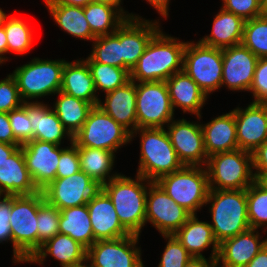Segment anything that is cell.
Instances as JSON below:
<instances>
[{
  "instance_id": "6da1fadb",
  "label": "cell",
  "mask_w": 267,
  "mask_h": 267,
  "mask_svg": "<svg viewBox=\"0 0 267 267\" xmlns=\"http://www.w3.org/2000/svg\"><path fill=\"white\" fill-rule=\"evenodd\" d=\"M187 42L171 37L160 29L148 43L137 64L130 71L134 82L166 81L183 71V55Z\"/></svg>"
},
{
  "instance_id": "7a4b0ae2",
  "label": "cell",
  "mask_w": 267,
  "mask_h": 267,
  "mask_svg": "<svg viewBox=\"0 0 267 267\" xmlns=\"http://www.w3.org/2000/svg\"><path fill=\"white\" fill-rule=\"evenodd\" d=\"M151 182L140 175L132 179L119 174L100 187L111 199L119 221L131 234L140 235L145 226L146 195Z\"/></svg>"
},
{
  "instance_id": "3957f363",
  "label": "cell",
  "mask_w": 267,
  "mask_h": 267,
  "mask_svg": "<svg viewBox=\"0 0 267 267\" xmlns=\"http://www.w3.org/2000/svg\"><path fill=\"white\" fill-rule=\"evenodd\" d=\"M45 201L42 191L11 196L10 228L13 237V262L27 263L38 251L39 206Z\"/></svg>"
},
{
  "instance_id": "277c9868",
  "label": "cell",
  "mask_w": 267,
  "mask_h": 267,
  "mask_svg": "<svg viewBox=\"0 0 267 267\" xmlns=\"http://www.w3.org/2000/svg\"><path fill=\"white\" fill-rule=\"evenodd\" d=\"M207 204L211 205L210 226L218 244L250 229L246 189H209Z\"/></svg>"
},
{
  "instance_id": "5b68a950",
  "label": "cell",
  "mask_w": 267,
  "mask_h": 267,
  "mask_svg": "<svg viewBox=\"0 0 267 267\" xmlns=\"http://www.w3.org/2000/svg\"><path fill=\"white\" fill-rule=\"evenodd\" d=\"M140 135V158L137 175L157 181L161 176L175 172L184 165L179 160L165 128H139L131 134Z\"/></svg>"
},
{
  "instance_id": "8992f818",
  "label": "cell",
  "mask_w": 267,
  "mask_h": 267,
  "mask_svg": "<svg viewBox=\"0 0 267 267\" xmlns=\"http://www.w3.org/2000/svg\"><path fill=\"white\" fill-rule=\"evenodd\" d=\"M205 166L209 189L243 190L256 180L252 153L239 148L209 156Z\"/></svg>"
},
{
  "instance_id": "52a82bcc",
  "label": "cell",
  "mask_w": 267,
  "mask_h": 267,
  "mask_svg": "<svg viewBox=\"0 0 267 267\" xmlns=\"http://www.w3.org/2000/svg\"><path fill=\"white\" fill-rule=\"evenodd\" d=\"M66 60L33 58L30 62L16 67L11 73L15 78L23 102L55 95L61 89L62 70ZM32 100V101H30Z\"/></svg>"
},
{
  "instance_id": "ba28073f",
  "label": "cell",
  "mask_w": 267,
  "mask_h": 267,
  "mask_svg": "<svg viewBox=\"0 0 267 267\" xmlns=\"http://www.w3.org/2000/svg\"><path fill=\"white\" fill-rule=\"evenodd\" d=\"M179 206L191 214L201 209L209 192L208 174L203 166L184 165L156 181Z\"/></svg>"
},
{
  "instance_id": "9c48e42d",
  "label": "cell",
  "mask_w": 267,
  "mask_h": 267,
  "mask_svg": "<svg viewBox=\"0 0 267 267\" xmlns=\"http://www.w3.org/2000/svg\"><path fill=\"white\" fill-rule=\"evenodd\" d=\"M222 49L209 47L199 41H187L183 55V71L207 95L221 88Z\"/></svg>"
},
{
  "instance_id": "30bf717a",
  "label": "cell",
  "mask_w": 267,
  "mask_h": 267,
  "mask_svg": "<svg viewBox=\"0 0 267 267\" xmlns=\"http://www.w3.org/2000/svg\"><path fill=\"white\" fill-rule=\"evenodd\" d=\"M131 141V134L111 116L94 106L81 129L73 136L77 147L117 152Z\"/></svg>"
},
{
  "instance_id": "8fae6325",
  "label": "cell",
  "mask_w": 267,
  "mask_h": 267,
  "mask_svg": "<svg viewBox=\"0 0 267 267\" xmlns=\"http://www.w3.org/2000/svg\"><path fill=\"white\" fill-rule=\"evenodd\" d=\"M174 114L166 81L136 82L137 129L165 128Z\"/></svg>"
},
{
  "instance_id": "7c38bea8",
  "label": "cell",
  "mask_w": 267,
  "mask_h": 267,
  "mask_svg": "<svg viewBox=\"0 0 267 267\" xmlns=\"http://www.w3.org/2000/svg\"><path fill=\"white\" fill-rule=\"evenodd\" d=\"M145 209V224H152L161 235L175 234L192 215L169 197L156 181L148 185Z\"/></svg>"
},
{
  "instance_id": "4fadbf2b",
  "label": "cell",
  "mask_w": 267,
  "mask_h": 267,
  "mask_svg": "<svg viewBox=\"0 0 267 267\" xmlns=\"http://www.w3.org/2000/svg\"><path fill=\"white\" fill-rule=\"evenodd\" d=\"M139 235L130 234L113 240H98L87 249L86 262L92 267H145Z\"/></svg>"
},
{
  "instance_id": "5bb4252c",
  "label": "cell",
  "mask_w": 267,
  "mask_h": 267,
  "mask_svg": "<svg viewBox=\"0 0 267 267\" xmlns=\"http://www.w3.org/2000/svg\"><path fill=\"white\" fill-rule=\"evenodd\" d=\"M99 188L90 176L80 170L65 178H55L41 191L48 204L63 210L87 204Z\"/></svg>"
},
{
  "instance_id": "9a60e30c",
  "label": "cell",
  "mask_w": 267,
  "mask_h": 267,
  "mask_svg": "<svg viewBox=\"0 0 267 267\" xmlns=\"http://www.w3.org/2000/svg\"><path fill=\"white\" fill-rule=\"evenodd\" d=\"M167 133L179 160L186 166H203L207 163L201 124L183 119L167 124Z\"/></svg>"
},
{
  "instance_id": "2e32d148",
  "label": "cell",
  "mask_w": 267,
  "mask_h": 267,
  "mask_svg": "<svg viewBox=\"0 0 267 267\" xmlns=\"http://www.w3.org/2000/svg\"><path fill=\"white\" fill-rule=\"evenodd\" d=\"M26 167L36 188L41 191L56 178L59 158L65 149L36 139L21 145Z\"/></svg>"
},
{
  "instance_id": "e0dca14e",
  "label": "cell",
  "mask_w": 267,
  "mask_h": 267,
  "mask_svg": "<svg viewBox=\"0 0 267 267\" xmlns=\"http://www.w3.org/2000/svg\"><path fill=\"white\" fill-rule=\"evenodd\" d=\"M222 83L232 91H248L253 83L258 57L242 43L222 49Z\"/></svg>"
},
{
  "instance_id": "ac0fdd59",
  "label": "cell",
  "mask_w": 267,
  "mask_h": 267,
  "mask_svg": "<svg viewBox=\"0 0 267 267\" xmlns=\"http://www.w3.org/2000/svg\"><path fill=\"white\" fill-rule=\"evenodd\" d=\"M233 110L238 148L253 153L267 140V103L251 102Z\"/></svg>"
},
{
  "instance_id": "d6986e66",
  "label": "cell",
  "mask_w": 267,
  "mask_h": 267,
  "mask_svg": "<svg viewBox=\"0 0 267 267\" xmlns=\"http://www.w3.org/2000/svg\"><path fill=\"white\" fill-rule=\"evenodd\" d=\"M153 21L130 18L121 25L123 69L131 71L152 37L160 30L159 20Z\"/></svg>"
},
{
  "instance_id": "ffe728a7",
  "label": "cell",
  "mask_w": 267,
  "mask_h": 267,
  "mask_svg": "<svg viewBox=\"0 0 267 267\" xmlns=\"http://www.w3.org/2000/svg\"><path fill=\"white\" fill-rule=\"evenodd\" d=\"M87 207L95 241L113 240L131 234L119 221L111 199L101 188L87 202Z\"/></svg>"
},
{
  "instance_id": "44dd1931",
  "label": "cell",
  "mask_w": 267,
  "mask_h": 267,
  "mask_svg": "<svg viewBox=\"0 0 267 267\" xmlns=\"http://www.w3.org/2000/svg\"><path fill=\"white\" fill-rule=\"evenodd\" d=\"M258 232V229L250 228L220 243L218 267H245L267 244V238L260 241L263 237Z\"/></svg>"
},
{
  "instance_id": "7402d4cb",
  "label": "cell",
  "mask_w": 267,
  "mask_h": 267,
  "mask_svg": "<svg viewBox=\"0 0 267 267\" xmlns=\"http://www.w3.org/2000/svg\"><path fill=\"white\" fill-rule=\"evenodd\" d=\"M97 106L130 134L137 129L136 82L130 80L124 86L105 93L104 103L99 100Z\"/></svg>"
},
{
  "instance_id": "603a6c76",
  "label": "cell",
  "mask_w": 267,
  "mask_h": 267,
  "mask_svg": "<svg viewBox=\"0 0 267 267\" xmlns=\"http://www.w3.org/2000/svg\"><path fill=\"white\" fill-rule=\"evenodd\" d=\"M26 109L31 121L32 140L51 142L61 146L67 136L73 143V136L64 127L54 110L41 102H26Z\"/></svg>"
},
{
  "instance_id": "cb8c5ba5",
  "label": "cell",
  "mask_w": 267,
  "mask_h": 267,
  "mask_svg": "<svg viewBox=\"0 0 267 267\" xmlns=\"http://www.w3.org/2000/svg\"><path fill=\"white\" fill-rule=\"evenodd\" d=\"M39 192L26 167L20 146L0 164V195H32Z\"/></svg>"
},
{
  "instance_id": "d4e9b609",
  "label": "cell",
  "mask_w": 267,
  "mask_h": 267,
  "mask_svg": "<svg viewBox=\"0 0 267 267\" xmlns=\"http://www.w3.org/2000/svg\"><path fill=\"white\" fill-rule=\"evenodd\" d=\"M172 107H180L184 113L188 112L201 119V109L207 95L200 89L197 83L184 71L174 73L166 80Z\"/></svg>"
},
{
  "instance_id": "484cf974",
  "label": "cell",
  "mask_w": 267,
  "mask_h": 267,
  "mask_svg": "<svg viewBox=\"0 0 267 267\" xmlns=\"http://www.w3.org/2000/svg\"><path fill=\"white\" fill-rule=\"evenodd\" d=\"M207 156L238 149L234 110L201 123Z\"/></svg>"
},
{
  "instance_id": "4316f807",
  "label": "cell",
  "mask_w": 267,
  "mask_h": 267,
  "mask_svg": "<svg viewBox=\"0 0 267 267\" xmlns=\"http://www.w3.org/2000/svg\"><path fill=\"white\" fill-rule=\"evenodd\" d=\"M87 249L70 236L58 233L47 240L27 263L43 264L48 255L60 262L61 267H76L86 262Z\"/></svg>"
},
{
  "instance_id": "83f0119b",
  "label": "cell",
  "mask_w": 267,
  "mask_h": 267,
  "mask_svg": "<svg viewBox=\"0 0 267 267\" xmlns=\"http://www.w3.org/2000/svg\"><path fill=\"white\" fill-rule=\"evenodd\" d=\"M174 235L192 257H205L201 252L212 245L210 258L217 259L219 244L210 223L199 221L196 214H192Z\"/></svg>"
},
{
  "instance_id": "f1b7e54d",
  "label": "cell",
  "mask_w": 267,
  "mask_h": 267,
  "mask_svg": "<svg viewBox=\"0 0 267 267\" xmlns=\"http://www.w3.org/2000/svg\"><path fill=\"white\" fill-rule=\"evenodd\" d=\"M61 92L97 106L100 100L96 95L93 77L88 64L83 60L65 62L62 70Z\"/></svg>"
},
{
  "instance_id": "f546056e",
  "label": "cell",
  "mask_w": 267,
  "mask_h": 267,
  "mask_svg": "<svg viewBox=\"0 0 267 267\" xmlns=\"http://www.w3.org/2000/svg\"><path fill=\"white\" fill-rule=\"evenodd\" d=\"M244 24L243 18L221 8L213 20L211 33L199 42L220 49L241 44Z\"/></svg>"
},
{
  "instance_id": "4dcf8cb0",
  "label": "cell",
  "mask_w": 267,
  "mask_h": 267,
  "mask_svg": "<svg viewBox=\"0 0 267 267\" xmlns=\"http://www.w3.org/2000/svg\"><path fill=\"white\" fill-rule=\"evenodd\" d=\"M59 211V233L70 236L86 249L96 242L87 204Z\"/></svg>"
},
{
  "instance_id": "1f68e13d",
  "label": "cell",
  "mask_w": 267,
  "mask_h": 267,
  "mask_svg": "<svg viewBox=\"0 0 267 267\" xmlns=\"http://www.w3.org/2000/svg\"><path fill=\"white\" fill-rule=\"evenodd\" d=\"M77 148L80 170L90 176L100 187L119 175L116 172L111 173L115 163L114 152L90 147Z\"/></svg>"
},
{
  "instance_id": "d6a6232c",
  "label": "cell",
  "mask_w": 267,
  "mask_h": 267,
  "mask_svg": "<svg viewBox=\"0 0 267 267\" xmlns=\"http://www.w3.org/2000/svg\"><path fill=\"white\" fill-rule=\"evenodd\" d=\"M58 26L72 37L80 40H94L84 14V7L71 5H45Z\"/></svg>"
},
{
  "instance_id": "836d02e7",
  "label": "cell",
  "mask_w": 267,
  "mask_h": 267,
  "mask_svg": "<svg viewBox=\"0 0 267 267\" xmlns=\"http://www.w3.org/2000/svg\"><path fill=\"white\" fill-rule=\"evenodd\" d=\"M53 110L69 133L74 136L83 126L94 105L58 91Z\"/></svg>"
},
{
  "instance_id": "e575fe53",
  "label": "cell",
  "mask_w": 267,
  "mask_h": 267,
  "mask_svg": "<svg viewBox=\"0 0 267 267\" xmlns=\"http://www.w3.org/2000/svg\"><path fill=\"white\" fill-rule=\"evenodd\" d=\"M84 14L96 37L113 34L127 20L118 9L96 2L88 3Z\"/></svg>"
},
{
  "instance_id": "d590c367",
  "label": "cell",
  "mask_w": 267,
  "mask_h": 267,
  "mask_svg": "<svg viewBox=\"0 0 267 267\" xmlns=\"http://www.w3.org/2000/svg\"><path fill=\"white\" fill-rule=\"evenodd\" d=\"M92 45V51L86 60L83 59L84 61H95L123 68L121 26L113 34L96 37Z\"/></svg>"
},
{
  "instance_id": "8d00e7d4",
  "label": "cell",
  "mask_w": 267,
  "mask_h": 267,
  "mask_svg": "<svg viewBox=\"0 0 267 267\" xmlns=\"http://www.w3.org/2000/svg\"><path fill=\"white\" fill-rule=\"evenodd\" d=\"M88 64L90 73L94 80L96 92L99 90L105 93L124 86L130 81V71L116 66L85 61Z\"/></svg>"
},
{
  "instance_id": "74e56055",
  "label": "cell",
  "mask_w": 267,
  "mask_h": 267,
  "mask_svg": "<svg viewBox=\"0 0 267 267\" xmlns=\"http://www.w3.org/2000/svg\"><path fill=\"white\" fill-rule=\"evenodd\" d=\"M25 20L11 15L3 26L7 37V53L24 55L29 52L33 43V31Z\"/></svg>"
},
{
  "instance_id": "f35d334b",
  "label": "cell",
  "mask_w": 267,
  "mask_h": 267,
  "mask_svg": "<svg viewBox=\"0 0 267 267\" xmlns=\"http://www.w3.org/2000/svg\"><path fill=\"white\" fill-rule=\"evenodd\" d=\"M246 196L250 228L267 229V186L255 180L246 188Z\"/></svg>"
},
{
  "instance_id": "ab89813d",
  "label": "cell",
  "mask_w": 267,
  "mask_h": 267,
  "mask_svg": "<svg viewBox=\"0 0 267 267\" xmlns=\"http://www.w3.org/2000/svg\"><path fill=\"white\" fill-rule=\"evenodd\" d=\"M258 58H267V15L245 21L241 42Z\"/></svg>"
},
{
  "instance_id": "60d3db41",
  "label": "cell",
  "mask_w": 267,
  "mask_h": 267,
  "mask_svg": "<svg viewBox=\"0 0 267 267\" xmlns=\"http://www.w3.org/2000/svg\"><path fill=\"white\" fill-rule=\"evenodd\" d=\"M60 211L44 201L38 209V250L47 240L59 233Z\"/></svg>"
},
{
  "instance_id": "b9f144b4",
  "label": "cell",
  "mask_w": 267,
  "mask_h": 267,
  "mask_svg": "<svg viewBox=\"0 0 267 267\" xmlns=\"http://www.w3.org/2000/svg\"><path fill=\"white\" fill-rule=\"evenodd\" d=\"M167 241L158 267H185L192 256L175 235H162Z\"/></svg>"
},
{
  "instance_id": "7bdbcfd3",
  "label": "cell",
  "mask_w": 267,
  "mask_h": 267,
  "mask_svg": "<svg viewBox=\"0 0 267 267\" xmlns=\"http://www.w3.org/2000/svg\"><path fill=\"white\" fill-rule=\"evenodd\" d=\"M8 116L14 137L21 144L32 140V127L28 116V110L26 109V102L20 107L10 111Z\"/></svg>"
},
{
  "instance_id": "ee69618b",
  "label": "cell",
  "mask_w": 267,
  "mask_h": 267,
  "mask_svg": "<svg viewBox=\"0 0 267 267\" xmlns=\"http://www.w3.org/2000/svg\"><path fill=\"white\" fill-rule=\"evenodd\" d=\"M222 9L245 21L264 15L263 0H222ZM224 3V4H223Z\"/></svg>"
},
{
  "instance_id": "f6af8a7d",
  "label": "cell",
  "mask_w": 267,
  "mask_h": 267,
  "mask_svg": "<svg viewBox=\"0 0 267 267\" xmlns=\"http://www.w3.org/2000/svg\"><path fill=\"white\" fill-rule=\"evenodd\" d=\"M23 103L15 78L9 74L0 80V112L9 113Z\"/></svg>"
},
{
  "instance_id": "bcb514c9",
  "label": "cell",
  "mask_w": 267,
  "mask_h": 267,
  "mask_svg": "<svg viewBox=\"0 0 267 267\" xmlns=\"http://www.w3.org/2000/svg\"><path fill=\"white\" fill-rule=\"evenodd\" d=\"M59 160L56 178H65L80 171L78 148L74 143H70V147H65Z\"/></svg>"
},
{
  "instance_id": "7dc6e473",
  "label": "cell",
  "mask_w": 267,
  "mask_h": 267,
  "mask_svg": "<svg viewBox=\"0 0 267 267\" xmlns=\"http://www.w3.org/2000/svg\"><path fill=\"white\" fill-rule=\"evenodd\" d=\"M249 92L253 94V102L267 103V58L258 59Z\"/></svg>"
},
{
  "instance_id": "c3c4849f",
  "label": "cell",
  "mask_w": 267,
  "mask_h": 267,
  "mask_svg": "<svg viewBox=\"0 0 267 267\" xmlns=\"http://www.w3.org/2000/svg\"><path fill=\"white\" fill-rule=\"evenodd\" d=\"M11 215V196L0 195V243L11 241L13 237L9 217Z\"/></svg>"
},
{
  "instance_id": "681fc988",
  "label": "cell",
  "mask_w": 267,
  "mask_h": 267,
  "mask_svg": "<svg viewBox=\"0 0 267 267\" xmlns=\"http://www.w3.org/2000/svg\"><path fill=\"white\" fill-rule=\"evenodd\" d=\"M253 170L256 180L261 181L267 175V140L253 153Z\"/></svg>"
},
{
  "instance_id": "f907efd6",
  "label": "cell",
  "mask_w": 267,
  "mask_h": 267,
  "mask_svg": "<svg viewBox=\"0 0 267 267\" xmlns=\"http://www.w3.org/2000/svg\"><path fill=\"white\" fill-rule=\"evenodd\" d=\"M0 142L10 145H22L15 137L10 125L8 113L0 112Z\"/></svg>"
},
{
  "instance_id": "816d5d0a",
  "label": "cell",
  "mask_w": 267,
  "mask_h": 267,
  "mask_svg": "<svg viewBox=\"0 0 267 267\" xmlns=\"http://www.w3.org/2000/svg\"><path fill=\"white\" fill-rule=\"evenodd\" d=\"M185 267H218V261L217 259H211L210 257L209 260L205 257H192Z\"/></svg>"
},
{
  "instance_id": "f5cc1de1",
  "label": "cell",
  "mask_w": 267,
  "mask_h": 267,
  "mask_svg": "<svg viewBox=\"0 0 267 267\" xmlns=\"http://www.w3.org/2000/svg\"><path fill=\"white\" fill-rule=\"evenodd\" d=\"M245 267H267V244Z\"/></svg>"
},
{
  "instance_id": "db71d44e",
  "label": "cell",
  "mask_w": 267,
  "mask_h": 267,
  "mask_svg": "<svg viewBox=\"0 0 267 267\" xmlns=\"http://www.w3.org/2000/svg\"><path fill=\"white\" fill-rule=\"evenodd\" d=\"M158 13L162 16V18H166L169 15V1L170 0H146Z\"/></svg>"
},
{
  "instance_id": "11a10c76",
  "label": "cell",
  "mask_w": 267,
  "mask_h": 267,
  "mask_svg": "<svg viewBox=\"0 0 267 267\" xmlns=\"http://www.w3.org/2000/svg\"><path fill=\"white\" fill-rule=\"evenodd\" d=\"M93 2L96 3H102V4H108L116 9H118L127 19L130 18H137V19H142L139 15L137 16L136 14L124 12L123 7L121 6L122 0H93Z\"/></svg>"
},
{
  "instance_id": "9f6ffc18",
  "label": "cell",
  "mask_w": 267,
  "mask_h": 267,
  "mask_svg": "<svg viewBox=\"0 0 267 267\" xmlns=\"http://www.w3.org/2000/svg\"><path fill=\"white\" fill-rule=\"evenodd\" d=\"M45 5H71L78 7H85L88 3L93 0H44Z\"/></svg>"
},
{
  "instance_id": "6f0895ef",
  "label": "cell",
  "mask_w": 267,
  "mask_h": 267,
  "mask_svg": "<svg viewBox=\"0 0 267 267\" xmlns=\"http://www.w3.org/2000/svg\"><path fill=\"white\" fill-rule=\"evenodd\" d=\"M20 146L0 142V164L7 160Z\"/></svg>"
},
{
  "instance_id": "680465c9",
  "label": "cell",
  "mask_w": 267,
  "mask_h": 267,
  "mask_svg": "<svg viewBox=\"0 0 267 267\" xmlns=\"http://www.w3.org/2000/svg\"><path fill=\"white\" fill-rule=\"evenodd\" d=\"M4 54H7V37L4 26H0V64L8 61V58Z\"/></svg>"
},
{
  "instance_id": "91938a15",
  "label": "cell",
  "mask_w": 267,
  "mask_h": 267,
  "mask_svg": "<svg viewBox=\"0 0 267 267\" xmlns=\"http://www.w3.org/2000/svg\"><path fill=\"white\" fill-rule=\"evenodd\" d=\"M7 17V14L0 8V26L4 24Z\"/></svg>"
},
{
  "instance_id": "94428289",
  "label": "cell",
  "mask_w": 267,
  "mask_h": 267,
  "mask_svg": "<svg viewBox=\"0 0 267 267\" xmlns=\"http://www.w3.org/2000/svg\"><path fill=\"white\" fill-rule=\"evenodd\" d=\"M264 13L267 15V0H263Z\"/></svg>"
},
{
  "instance_id": "6125c7cd",
  "label": "cell",
  "mask_w": 267,
  "mask_h": 267,
  "mask_svg": "<svg viewBox=\"0 0 267 267\" xmlns=\"http://www.w3.org/2000/svg\"><path fill=\"white\" fill-rule=\"evenodd\" d=\"M76 267H92V266L90 264L88 265L86 262V263H83V264L76 266Z\"/></svg>"
},
{
  "instance_id": "be15d7a7",
  "label": "cell",
  "mask_w": 267,
  "mask_h": 267,
  "mask_svg": "<svg viewBox=\"0 0 267 267\" xmlns=\"http://www.w3.org/2000/svg\"><path fill=\"white\" fill-rule=\"evenodd\" d=\"M267 186V175L261 180Z\"/></svg>"
}]
</instances>
